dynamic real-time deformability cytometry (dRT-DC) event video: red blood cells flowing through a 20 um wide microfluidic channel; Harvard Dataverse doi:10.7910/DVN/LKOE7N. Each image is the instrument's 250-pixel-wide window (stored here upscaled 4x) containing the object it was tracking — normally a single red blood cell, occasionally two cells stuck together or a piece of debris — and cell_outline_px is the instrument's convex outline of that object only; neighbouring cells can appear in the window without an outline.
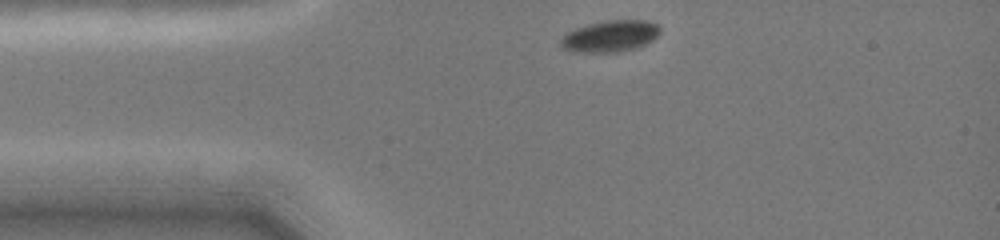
{"species": "common noctule bat (a hibernating species)", "species_latin": "Nyctalus noctula", "temperature_condition": "cold", "stored_images_in_passage": 35, "camera_frame_rate_fps": 3000, "um_per_image_px": 0.085, "animal": {"sex": "female", "body_mass_g": 19.0, "forearm_length_mm": 51.5}, "frame": {"image": 1, "passage_image": 1, "time_ms": 0.0, "image_size_px": [1000, 240], "cell_outline_px": [[660, 32], [652, 40], [644, 44], [632, 48], [616, 52], [588, 52], [564, 48], [560, 44], [560, 40], [568, 32], [576, 28], [588, 24], [604, 20], [648, 20], [656, 24], [660, 28]], "centroid_in_image_um": [51.89, 3.04], "position_along_channel_um": 33.1, "area_um2": 17.8}}
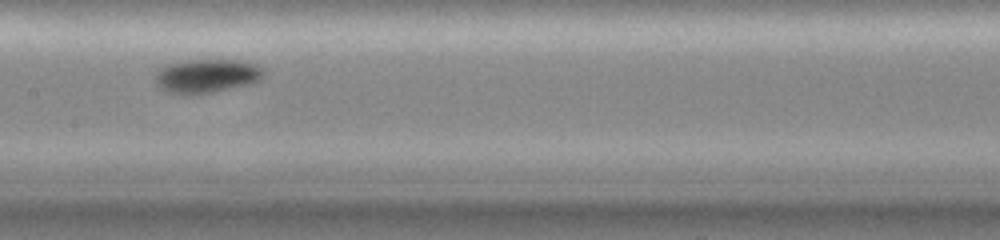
{"frame": {"image": 2, "passage_image": 19, "time_ms": 4.667, "image_size_px": [1000, 240], "cell_outline_px": [[264, 72], [260, 80], [248, 84], [212, 92], [192, 96], [184, 96], [168, 92], [160, 88], [156, 84], [156, 72], [160, 68], [168, 64], [184, 60], [244, 60], [256, 64], [264, 68]], "centroid_in_image_um": [17.55, 6.46], "position_along_channel_um": 189.8, "area_um2": 21.68}}
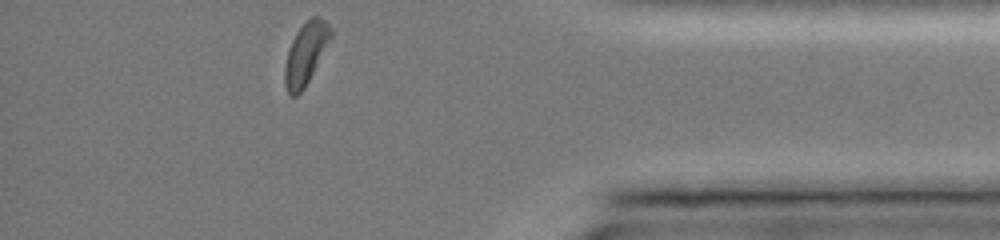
{"frame": {"image": 3, "passage_image": 35, "time_ms": 10.667, "image_size_px": [1000, 240], "cell_outline_px": [[332, 36], [304, 88], [296, 96], [288, 96], [284, 84], [284, 68], [288, 52], [292, 40], [296, 32], [312, 16], [320, 16], [332, 28]], "centroid_in_image_um": [25.97, 4.56], "position_along_channel_um": 409.2, "area_um2": 16.3}, "authors_computed_cell_mechanics": {"area_um2": 19.4786, "velocity_mm_per_s": 3.9961, "shape_relaxation_time_tau1_ms": 1.4845, "shape_relaxation_time_tau2_ms": null, "deformation_change_tau1": 0.0805, "deformation_change_tau2": null}}